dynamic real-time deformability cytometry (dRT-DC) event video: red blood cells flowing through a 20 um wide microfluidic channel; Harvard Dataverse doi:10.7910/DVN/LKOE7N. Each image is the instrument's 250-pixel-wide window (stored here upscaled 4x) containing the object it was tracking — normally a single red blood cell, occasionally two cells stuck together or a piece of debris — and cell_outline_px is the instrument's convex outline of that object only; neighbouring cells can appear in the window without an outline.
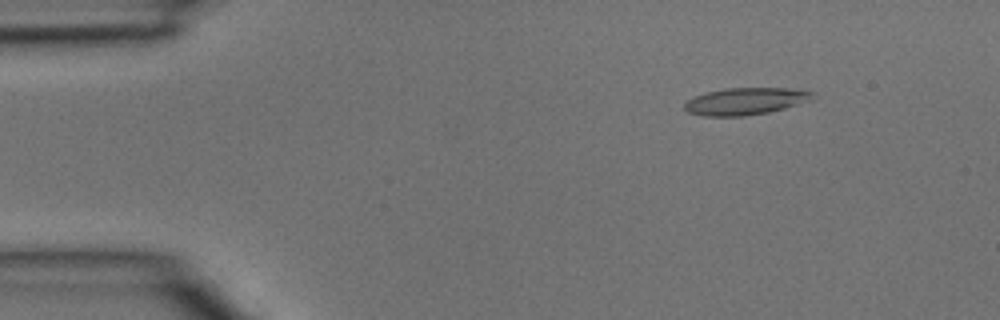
{"species": "common noctule bat (a hibernating species)", "species_latin": "Nyctalus noctula", "temperature_condition": "room temperature", "stored_images_in_passage": 3, "camera_frame_rate_fps": 3000, "um_per_image_px": 0.085, "animal": {"sex": "male", "body_mass_g": 15.6}, "frame": {"image": 1, "passage_image": 2, "time_ms": 0.333, "image_size_px": [1000, 320], "cell_outline_px": [[812, 92], [808, 100], [784, 108], [768, 112], [744, 116], [704, 116], [688, 112], [684, 108], [684, 104], [688, 100], [696, 96], [708, 92], [728, 88], [792, 88]], "centroid_in_image_um": [63.3, 8.61], "position_along_channel_um": 21.7, "area_um2": 19.71}}